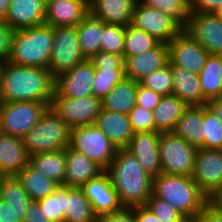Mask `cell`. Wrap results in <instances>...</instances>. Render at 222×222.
Here are the masks:
<instances>
[{
  "mask_svg": "<svg viewBox=\"0 0 222 222\" xmlns=\"http://www.w3.org/2000/svg\"><path fill=\"white\" fill-rule=\"evenodd\" d=\"M55 78L47 68L4 62L0 77V102H50Z\"/></svg>",
  "mask_w": 222,
  "mask_h": 222,
  "instance_id": "6da1fadb",
  "label": "cell"
},
{
  "mask_svg": "<svg viewBox=\"0 0 222 222\" xmlns=\"http://www.w3.org/2000/svg\"><path fill=\"white\" fill-rule=\"evenodd\" d=\"M124 208L145 205L152 195L153 177L138 159L126 149H117L115 158L105 170Z\"/></svg>",
  "mask_w": 222,
  "mask_h": 222,
  "instance_id": "7a4b0ae2",
  "label": "cell"
},
{
  "mask_svg": "<svg viewBox=\"0 0 222 222\" xmlns=\"http://www.w3.org/2000/svg\"><path fill=\"white\" fill-rule=\"evenodd\" d=\"M152 194L167 201L183 216L201 215L210 200L187 175L161 173L153 177Z\"/></svg>",
  "mask_w": 222,
  "mask_h": 222,
  "instance_id": "3957f363",
  "label": "cell"
},
{
  "mask_svg": "<svg viewBox=\"0 0 222 222\" xmlns=\"http://www.w3.org/2000/svg\"><path fill=\"white\" fill-rule=\"evenodd\" d=\"M53 42V27L48 24L15 30L7 61L20 66L48 69Z\"/></svg>",
  "mask_w": 222,
  "mask_h": 222,
  "instance_id": "277c9868",
  "label": "cell"
},
{
  "mask_svg": "<svg viewBox=\"0 0 222 222\" xmlns=\"http://www.w3.org/2000/svg\"><path fill=\"white\" fill-rule=\"evenodd\" d=\"M71 128L49 109L23 137L29 155L59 151L70 145Z\"/></svg>",
  "mask_w": 222,
  "mask_h": 222,
  "instance_id": "5b68a950",
  "label": "cell"
},
{
  "mask_svg": "<svg viewBox=\"0 0 222 222\" xmlns=\"http://www.w3.org/2000/svg\"><path fill=\"white\" fill-rule=\"evenodd\" d=\"M50 102H0V132L23 138L49 109Z\"/></svg>",
  "mask_w": 222,
  "mask_h": 222,
  "instance_id": "8992f818",
  "label": "cell"
},
{
  "mask_svg": "<svg viewBox=\"0 0 222 222\" xmlns=\"http://www.w3.org/2000/svg\"><path fill=\"white\" fill-rule=\"evenodd\" d=\"M69 146L95 162L104 171L117 152L109 138L95 124L72 128Z\"/></svg>",
  "mask_w": 222,
  "mask_h": 222,
  "instance_id": "52a82bcc",
  "label": "cell"
},
{
  "mask_svg": "<svg viewBox=\"0 0 222 222\" xmlns=\"http://www.w3.org/2000/svg\"><path fill=\"white\" fill-rule=\"evenodd\" d=\"M197 149L172 132L160 133L159 153L162 173L192 176Z\"/></svg>",
  "mask_w": 222,
  "mask_h": 222,
  "instance_id": "ba28073f",
  "label": "cell"
},
{
  "mask_svg": "<svg viewBox=\"0 0 222 222\" xmlns=\"http://www.w3.org/2000/svg\"><path fill=\"white\" fill-rule=\"evenodd\" d=\"M102 109L101 99L90 95L83 98L58 96L55 92L49 110L71 129L94 124Z\"/></svg>",
  "mask_w": 222,
  "mask_h": 222,
  "instance_id": "9c48e42d",
  "label": "cell"
},
{
  "mask_svg": "<svg viewBox=\"0 0 222 222\" xmlns=\"http://www.w3.org/2000/svg\"><path fill=\"white\" fill-rule=\"evenodd\" d=\"M53 34L48 69L55 78L87 59L81 51L76 26L53 27Z\"/></svg>",
  "mask_w": 222,
  "mask_h": 222,
  "instance_id": "30bf717a",
  "label": "cell"
},
{
  "mask_svg": "<svg viewBox=\"0 0 222 222\" xmlns=\"http://www.w3.org/2000/svg\"><path fill=\"white\" fill-rule=\"evenodd\" d=\"M191 177L213 200L222 191V149L198 148Z\"/></svg>",
  "mask_w": 222,
  "mask_h": 222,
  "instance_id": "8fae6325",
  "label": "cell"
},
{
  "mask_svg": "<svg viewBox=\"0 0 222 222\" xmlns=\"http://www.w3.org/2000/svg\"><path fill=\"white\" fill-rule=\"evenodd\" d=\"M131 26L145 31L159 43L167 44L183 29L162 11L148 7L139 0L132 14Z\"/></svg>",
  "mask_w": 222,
  "mask_h": 222,
  "instance_id": "7c38bea8",
  "label": "cell"
},
{
  "mask_svg": "<svg viewBox=\"0 0 222 222\" xmlns=\"http://www.w3.org/2000/svg\"><path fill=\"white\" fill-rule=\"evenodd\" d=\"M209 53L184 29L168 43L169 64L199 74Z\"/></svg>",
  "mask_w": 222,
  "mask_h": 222,
  "instance_id": "4fadbf2b",
  "label": "cell"
},
{
  "mask_svg": "<svg viewBox=\"0 0 222 222\" xmlns=\"http://www.w3.org/2000/svg\"><path fill=\"white\" fill-rule=\"evenodd\" d=\"M31 199L16 176L0 179V222H25Z\"/></svg>",
  "mask_w": 222,
  "mask_h": 222,
  "instance_id": "5bb4252c",
  "label": "cell"
},
{
  "mask_svg": "<svg viewBox=\"0 0 222 222\" xmlns=\"http://www.w3.org/2000/svg\"><path fill=\"white\" fill-rule=\"evenodd\" d=\"M184 30L209 54L222 55V19L214 12L190 13Z\"/></svg>",
  "mask_w": 222,
  "mask_h": 222,
  "instance_id": "9a60e30c",
  "label": "cell"
},
{
  "mask_svg": "<svg viewBox=\"0 0 222 222\" xmlns=\"http://www.w3.org/2000/svg\"><path fill=\"white\" fill-rule=\"evenodd\" d=\"M94 73V64L87 59L55 77L54 92L58 96L69 98H83L93 95Z\"/></svg>",
  "mask_w": 222,
  "mask_h": 222,
  "instance_id": "2e32d148",
  "label": "cell"
},
{
  "mask_svg": "<svg viewBox=\"0 0 222 222\" xmlns=\"http://www.w3.org/2000/svg\"><path fill=\"white\" fill-rule=\"evenodd\" d=\"M81 189L90 201L96 216L116 213L124 208L119 201L109 175L105 171L97 178L87 181Z\"/></svg>",
  "mask_w": 222,
  "mask_h": 222,
  "instance_id": "e0dca14e",
  "label": "cell"
},
{
  "mask_svg": "<svg viewBox=\"0 0 222 222\" xmlns=\"http://www.w3.org/2000/svg\"><path fill=\"white\" fill-rule=\"evenodd\" d=\"M160 133L135 132L129 146L126 148L135 156L142 165L144 171L151 177H156L162 173L159 153Z\"/></svg>",
  "mask_w": 222,
  "mask_h": 222,
  "instance_id": "ac0fdd59",
  "label": "cell"
},
{
  "mask_svg": "<svg viewBox=\"0 0 222 222\" xmlns=\"http://www.w3.org/2000/svg\"><path fill=\"white\" fill-rule=\"evenodd\" d=\"M168 45L158 43L154 48L134 56H124L125 77L140 82L151 72L167 65Z\"/></svg>",
  "mask_w": 222,
  "mask_h": 222,
  "instance_id": "d6986e66",
  "label": "cell"
},
{
  "mask_svg": "<svg viewBox=\"0 0 222 222\" xmlns=\"http://www.w3.org/2000/svg\"><path fill=\"white\" fill-rule=\"evenodd\" d=\"M89 15V0H48L45 24L52 27L77 26Z\"/></svg>",
  "mask_w": 222,
  "mask_h": 222,
  "instance_id": "ffe728a7",
  "label": "cell"
},
{
  "mask_svg": "<svg viewBox=\"0 0 222 222\" xmlns=\"http://www.w3.org/2000/svg\"><path fill=\"white\" fill-rule=\"evenodd\" d=\"M44 0H15L8 6L4 23L13 31L45 24Z\"/></svg>",
  "mask_w": 222,
  "mask_h": 222,
  "instance_id": "44dd1931",
  "label": "cell"
},
{
  "mask_svg": "<svg viewBox=\"0 0 222 222\" xmlns=\"http://www.w3.org/2000/svg\"><path fill=\"white\" fill-rule=\"evenodd\" d=\"M138 0H89V14L105 24L128 26Z\"/></svg>",
  "mask_w": 222,
  "mask_h": 222,
  "instance_id": "7402d4cb",
  "label": "cell"
},
{
  "mask_svg": "<svg viewBox=\"0 0 222 222\" xmlns=\"http://www.w3.org/2000/svg\"><path fill=\"white\" fill-rule=\"evenodd\" d=\"M65 155L64 186L81 188L87 181L97 178L104 172L95 162L70 146L66 147Z\"/></svg>",
  "mask_w": 222,
  "mask_h": 222,
  "instance_id": "603a6c76",
  "label": "cell"
},
{
  "mask_svg": "<svg viewBox=\"0 0 222 222\" xmlns=\"http://www.w3.org/2000/svg\"><path fill=\"white\" fill-rule=\"evenodd\" d=\"M30 155L23 138L0 132V175L15 176L29 164Z\"/></svg>",
  "mask_w": 222,
  "mask_h": 222,
  "instance_id": "cb8c5ba5",
  "label": "cell"
},
{
  "mask_svg": "<svg viewBox=\"0 0 222 222\" xmlns=\"http://www.w3.org/2000/svg\"><path fill=\"white\" fill-rule=\"evenodd\" d=\"M94 124L102 130L116 149H126L129 146L134 132L128 115L101 109Z\"/></svg>",
  "mask_w": 222,
  "mask_h": 222,
  "instance_id": "d4e9b609",
  "label": "cell"
},
{
  "mask_svg": "<svg viewBox=\"0 0 222 222\" xmlns=\"http://www.w3.org/2000/svg\"><path fill=\"white\" fill-rule=\"evenodd\" d=\"M171 74L174 95L181 98L188 106H204L207 104L197 74L174 65H171Z\"/></svg>",
  "mask_w": 222,
  "mask_h": 222,
  "instance_id": "484cf974",
  "label": "cell"
},
{
  "mask_svg": "<svg viewBox=\"0 0 222 222\" xmlns=\"http://www.w3.org/2000/svg\"><path fill=\"white\" fill-rule=\"evenodd\" d=\"M203 106H189L176 122L173 134L187 143L203 148Z\"/></svg>",
  "mask_w": 222,
  "mask_h": 222,
  "instance_id": "4316f807",
  "label": "cell"
},
{
  "mask_svg": "<svg viewBox=\"0 0 222 222\" xmlns=\"http://www.w3.org/2000/svg\"><path fill=\"white\" fill-rule=\"evenodd\" d=\"M29 164L43 177L49 178L59 185H64L66 172L65 149L32 154L30 155Z\"/></svg>",
  "mask_w": 222,
  "mask_h": 222,
  "instance_id": "83f0119b",
  "label": "cell"
},
{
  "mask_svg": "<svg viewBox=\"0 0 222 222\" xmlns=\"http://www.w3.org/2000/svg\"><path fill=\"white\" fill-rule=\"evenodd\" d=\"M189 106L178 96H162L159 105L153 110L156 132H172L176 122Z\"/></svg>",
  "mask_w": 222,
  "mask_h": 222,
  "instance_id": "f1b7e54d",
  "label": "cell"
},
{
  "mask_svg": "<svg viewBox=\"0 0 222 222\" xmlns=\"http://www.w3.org/2000/svg\"><path fill=\"white\" fill-rule=\"evenodd\" d=\"M137 81L124 78L110 93L101 99L102 109L128 115L136 105Z\"/></svg>",
  "mask_w": 222,
  "mask_h": 222,
  "instance_id": "f546056e",
  "label": "cell"
},
{
  "mask_svg": "<svg viewBox=\"0 0 222 222\" xmlns=\"http://www.w3.org/2000/svg\"><path fill=\"white\" fill-rule=\"evenodd\" d=\"M15 176L22 184L31 201L43 199L59 187L58 183L43 177V175L39 174L30 164L25 166Z\"/></svg>",
  "mask_w": 222,
  "mask_h": 222,
  "instance_id": "4dcf8cb0",
  "label": "cell"
},
{
  "mask_svg": "<svg viewBox=\"0 0 222 222\" xmlns=\"http://www.w3.org/2000/svg\"><path fill=\"white\" fill-rule=\"evenodd\" d=\"M198 77L204 98L216 99L222 89V55L209 54Z\"/></svg>",
  "mask_w": 222,
  "mask_h": 222,
  "instance_id": "1f68e13d",
  "label": "cell"
},
{
  "mask_svg": "<svg viewBox=\"0 0 222 222\" xmlns=\"http://www.w3.org/2000/svg\"><path fill=\"white\" fill-rule=\"evenodd\" d=\"M96 217L82 189L66 186L64 222H96Z\"/></svg>",
  "mask_w": 222,
  "mask_h": 222,
  "instance_id": "d6a6232c",
  "label": "cell"
},
{
  "mask_svg": "<svg viewBox=\"0 0 222 222\" xmlns=\"http://www.w3.org/2000/svg\"><path fill=\"white\" fill-rule=\"evenodd\" d=\"M76 27L81 51L90 59L101 51L102 21L89 14Z\"/></svg>",
  "mask_w": 222,
  "mask_h": 222,
  "instance_id": "836d02e7",
  "label": "cell"
},
{
  "mask_svg": "<svg viewBox=\"0 0 222 222\" xmlns=\"http://www.w3.org/2000/svg\"><path fill=\"white\" fill-rule=\"evenodd\" d=\"M142 4L156 8L171 17L182 29L188 24L190 0H139Z\"/></svg>",
  "mask_w": 222,
  "mask_h": 222,
  "instance_id": "e575fe53",
  "label": "cell"
},
{
  "mask_svg": "<svg viewBox=\"0 0 222 222\" xmlns=\"http://www.w3.org/2000/svg\"><path fill=\"white\" fill-rule=\"evenodd\" d=\"M124 78V68H95L92 81L93 95L103 99Z\"/></svg>",
  "mask_w": 222,
  "mask_h": 222,
  "instance_id": "d590c367",
  "label": "cell"
},
{
  "mask_svg": "<svg viewBox=\"0 0 222 222\" xmlns=\"http://www.w3.org/2000/svg\"><path fill=\"white\" fill-rule=\"evenodd\" d=\"M159 42L130 24L125 27L123 56H134L154 48Z\"/></svg>",
  "mask_w": 222,
  "mask_h": 222,
  "instance_id": "8d00e7d4",
  "label": "cell"
},
{
  "mask_svg": "<svg viewBox=\"0 0 222 222\" xmlns=\"http://www.w3.org/2000/svg\"><path fill=\"white\" fill-rule=\"evenodd\" d=\"M51 222H64L66 214V186L59 187L50 195L37 201Z\"/></svg>",
  "mask_w": 222,
  "mask_h": 222,
  "instance_id": "74e56055",
  "label": "cell"
},
{
  "mask_svg": "<svg viewBox=\"0 0 222 222\" xmlns=\"http://www.w3.org/2000/svg\"><path fill=\"white\" fill-rule=\"evenodd\" d=\"M203 148L222 149V123L207 106H203Z\"/></svg>",
  "mask_w": 222,
  "mask_h": 222,
  "instance_id": "f35d334b",
  "label": "cell"
},
{
  "mask_svg": "<svg viewBox=\"0 0 222 222\" xmlns=\"http://www.w3.org/2000/svg\"><path fill=\"white\" fill-rule=\"evenodd\" d=\"M140 83L161 96L173 94L171 65L168 63L163 68L151 72L149 75L145 76Z\"/></svg>",
  "mask_w": 222,
  "mask_h": 222,
  "instance_id": "ab89813d",
  "label": "cell"
},
{
  "mask_svg": "<svg viewBox=\"0 0 222 222\" xmlns=\"http://www.w3.org/2000/svg\"><path fill=\"white\" fill-rule=\"evenodd\" d=\"M125 27L102 22L101 51L123 56Z\"/></svg>",
  "mask_w": 222,
  "mask_h": 222,
  "instance_id": "60d3db41",
  "label": "cell"
},
{
  "mask_svg": "<svg viewBox=\"0 0 222 222\" xmlns=\"http://www.w3.org/2000/svg\"><path fill=\"white\" fill-rule=\"evenodd\" d=\"M132 131L135 132H151L155 131V123L153 111L147 110L135 105L128 113Z\"/></svg>",
  "mask_w": 222,
  "mask_h": 222,
  "instance_id": "b9f144b4",
  "label": "cell"
},
{
  "mask_svg": "<svg viewBox=\"0 0 222 222\" xmlns=\"http://www.w3.org/2000/svg\"><path fill=\"white\" fill-rule=\"evenodd\" d=\"M145 206L155 214L160 222H176L183 216L167 201L155 197L153 194Z\"/></svg>",
  "mask_w": 222,
  "mask_h": 222,
  "instance_id": "7bdbcfd3",
  "label": "cell"
},
{
  "mask_svg": "<svg viewBox=\"0 0 222 222\" xmlns=\"http://www.w3.org/2000/svg\"><path fill=\"white\" fill-rule=\"evenodd\" d=\"M162 96L137 82L136 105L153 111L160 103Z\"/></svg>",
  "mask_w": 222,
  "mask_h": 222,
  "instance_id": "ee69618b",
  "label": "cell"
},
{
  "mask_svg": "<svg viewBox=\"0 0 222 222\" xmlns=\"http://www.w3.org/2000/svg\"><path fill=\"white\" fill-rule=\"evenodd\" d=\"M94 68H124V56L99 51L89 59Z\"/></svg>",
  "mask_w": 222,
  "mask_h": 222,
  "instance_id": "f6af8a7d",
  "label": "cell"
},
{
  "mask_svg": "<svg viewBox=\"0 0 222 222\" xmlns=\"http://www.w3.org/2000/svg\"><path fill=\"white\" fill-rule=\"evenodd\" d=\"M13 30L0 20V60L6 62L10 54Z\"/></svg>",
  "mask_w": 222,
  "mask_h": 222,
  "instance_id": "bcb514c9",
  "label": "cell"
},
{
  "mask_svg": "<svg viewBox=\"0 0 222 222\" xmlns=\"http://www.w3.org/2000/svg\"><path fill=\"white\" fill-rule=\"evenodd\" d=\"M96 222H135L134 211L132 208H123L116 213L97 216Z\"/></svg>",
  "mask_w": 222,
  "mask_h": 222,
  "instance_id": "7dc6e473",
  "label": "cell"
},
{
  "mask_svg": "<svg viewBox=\"0 0 222 222\" xmlns=\"http://www.w3.org/2000/svg\"><path fill=\"white\" fill-rule=\"evenodd\" d=\"M202 222H222V207L209 200L201 213Z\"/></svg>",
  "mask_w": 222,
  "mask_h": 222,
  "instance_id": "c3c4849f",
  "label": "cell"
},
{
  "mask_svg": "<svg viewBox=\"0 0 222 222\" xmlns=\"http://www.w3.org/2000/svg\"><path fill=\"white\" fill-rule=\"evenodd\" d=\"M222 5V0H190V13L214 12Z\"/></svg>",
  "mask_w": 222,
  "mask_h": 222,
  "instance_id": "681fc988",
  "label": "cell"
},
{
  "mask_svg": "<svg viewBox=\"0 0 222 222\" xmlns=\"http://www.w3.org/2000/svg\"><path fill=\"white\" fill-rule=\"evenodd\" d=\"M25 222H51L41 210L37 201H32L25 215Z\"/></svg>",
  "mask_w": 222,
  "mask_h": 222,
  "instance_id": "f907efd6",
  "label": "cell"
},
{
  "mask_svg": "<svg viewBox=\"0 0 222 222\" xmlns=\"http://www.w3.org/2000/svg\"><path fill=\"white\" fill-rule=\"evenodd\" d=\"M135 222H160L155 214L145 205L132 207Z\"/></svg>",
  "mask_w": 222,
  "mask_h": 222,
  "instance_id": "816d5d0a",
  "label": "cell"
},
{
  "mask_svg": "<svg viewBox=\"0 0 222 222\" xmlns=\"http://www.w3.org/2000/svg\"><path fill=\"white\" fill-rule=\"evenodd\" d=\"M206 105L212 110L218 120L222 123V101L216 98L207 101Z\"/></svg>",
  "mask_w": 222,
  "mask_h": 222,
  "instance_id": "f5cc1de1",
  "label": "cell"
},
{
  "mask_svg": "<svg viewBox=\"0 0 222 222\" xmlns=\"http://www.w3.org/2000/svg\"><path fill=\"white\" fill-rule=\"evenodd\" d=\"M9 3L6 0H0V20L4 21Z\"/></svg>",
  "mask_w": 222,
  "mask_h": 222,
  "instance_id": "db71d44e",
  "label": "cell"
},
{
  "mask_svg": "<svg viewBox=\"0 0 222 222\" xmlns=\"http://www.w3.org/2000/svg\"><path fill=\"white\" fill-rule=\"evenodd\" d=\"M176 222H202L201 215H195V216H182L178 221Z\"/></svg>",
  "mask_w": 222,
  "mask_h": 222,
  "instance_id": "11a10c76",
  "label": "cell"
},
{
  "mask_svg": "<svg viewBox=\"0 0 222 222\" xmlns=\"http://www.w3.org/2000/svg\"><path fill=\"white\" fill-rule=\"evenodd\" d=\"M213 200L222 207V191Z\"/></svg>",
  "mask_w": 222,
  "mask_h": 222,
  "instance_id": "9f6ffc18",
  "label": "cell"
},
{
  "mask_svg": "<svg viewBox=\"0 0 222 222\" xmlns=\"http://www.w3.org/2000/svg\"><path fill=\"white\" fill-rule=\"evenodd\" d=\"M214 13L220 18L222 19V5L220 7H218Z\"/></svg>",
  "mask_w": 222,
  "mask_h": 222,
  "instance_id": "6f0895ef",
  "label": "cell"
},
{
  "mask_svg": "<svg viewBox=\"0 0 222 222\" xmlns=\"http://www.w3.org/2000/svg\"><path fill=\"white\" fill-rule=\"evenodd\" d=\"M3 64H4V61L0 60V77H1V70H2Z\"/></svg>",
  "mask_w": 222,
  "mask_h": 222,
  "instance_id": "680465c9",
  "label": "cell"
},
{
  "mask_svg": "<svg viewBox=\"0 0 222 222\" xmlns=\"http://www.w3.org/2000/svg\"><path fill=\"white\" fill-rule=\"evenodd\" d=\"M217 99L222 101V89H221V92H220L219 96L217 97Z\"/></svg>",
  "mask_w": 222,
  "mask_h": 222,
  "instance_id": "91938a15",
  "label": "cell"
},
{
  "mask_svg": "<svg viewBox=\"0 0 222 222\" xmlns=\"http://www.w3.org/2000/svg\"><path fill=\"white\" fill-rule=\"evenodd\" d=\"M9 4H11L15 0H6Z\"/></svg>",
  "mask_w": 222,
  "mask_h": 222,
  "instance_id": "94428289",
  "label": "cell"
}]
</instances>
